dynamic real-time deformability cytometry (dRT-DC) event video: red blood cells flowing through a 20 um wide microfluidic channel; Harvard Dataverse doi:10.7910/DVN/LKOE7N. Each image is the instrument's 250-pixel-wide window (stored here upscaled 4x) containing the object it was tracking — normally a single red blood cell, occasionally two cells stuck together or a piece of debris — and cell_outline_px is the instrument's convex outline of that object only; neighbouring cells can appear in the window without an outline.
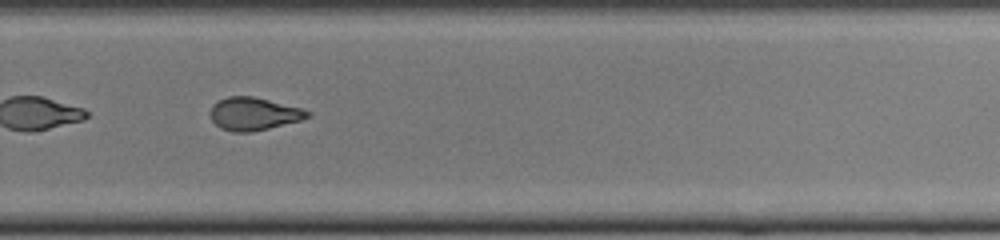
{"species": "common noctule bat (a hibernating species)", "species_latin": "Nyctalus noctula", "temperature_condition": "cold", "stored_images_in_passage": 33, "camera_frame_rate_fps": 3000, "um_per_image_px": 0.085, "animal": {"sex": "female", "body_mass_g": 22.0, "forearm_length_mm": 56.7}, "frame": {"image": 1, "passage_image": 19, "time_ms": 6.0, "image_size_px": [1000, 240], "cell_outline_px": [[312, 112], [308, 116], [300, 120], [252, 132], [232, 132], [220, 128], [212, 120], [208, 112], [212, 104], [228, 96], [252, 96], [300, 108]], "centroid_in_image_um": [21.5, 9.68], "position_along_channel_um": 308.3, "area_um2": 18.44}, "authors_computed_cell_mechanics": {"area_um2": 19.0162, "velocity_mm_per_s": 4.1171, "shape_relaxation_time_tau1_ms": null, "shape_relaxation_time_tau2_ms": 2.1034, "deformation_change_tau1": null, "deformation_change_tau2": 0.0881}}